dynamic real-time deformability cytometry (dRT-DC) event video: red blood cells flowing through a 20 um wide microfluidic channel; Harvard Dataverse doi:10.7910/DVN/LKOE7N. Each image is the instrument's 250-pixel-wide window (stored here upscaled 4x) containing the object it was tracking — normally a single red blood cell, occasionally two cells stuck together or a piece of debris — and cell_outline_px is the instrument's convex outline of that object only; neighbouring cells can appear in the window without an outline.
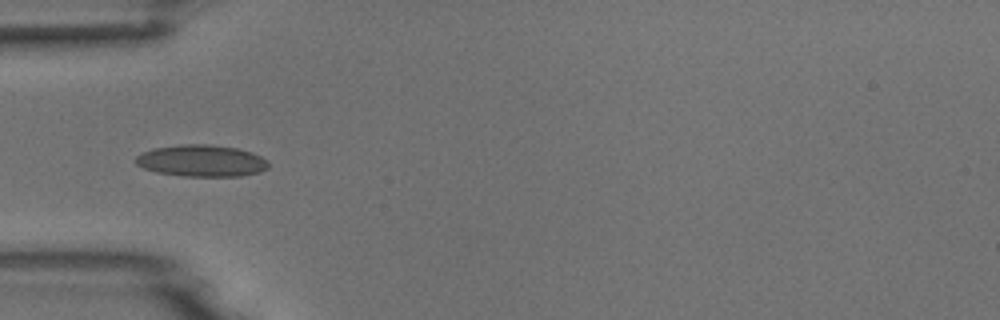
{"species": "common noctule bat (a hibernating species)", "species_latin": "Nyctalus noctula", "temperature_condition": "room temperature", "stored_images_in_passage": 4, "camera_frame_rate_fps": 3000, "um_per_image_px": 0.085, "animal": {"sex": "male", "body_mass_g": 18.8}, "frame": {"image": 1, "passage_image": 1, "time_ms": 0.0, "image_size_px": [1000, 320], "cell_outline_px": [[268, 168], [260, 172], [240, 176], [184, 176], [156, 172], [144, 168], [136, 164], [136, 156], [144, 152], [156, 148], [180, 144], [208, 144], [236, 148], [252, 152], [268, 160]], "centroid_in_image_um": [17.16, 13.67], "position_along_channel_um": 67.8, "area_um2": 24.45}}